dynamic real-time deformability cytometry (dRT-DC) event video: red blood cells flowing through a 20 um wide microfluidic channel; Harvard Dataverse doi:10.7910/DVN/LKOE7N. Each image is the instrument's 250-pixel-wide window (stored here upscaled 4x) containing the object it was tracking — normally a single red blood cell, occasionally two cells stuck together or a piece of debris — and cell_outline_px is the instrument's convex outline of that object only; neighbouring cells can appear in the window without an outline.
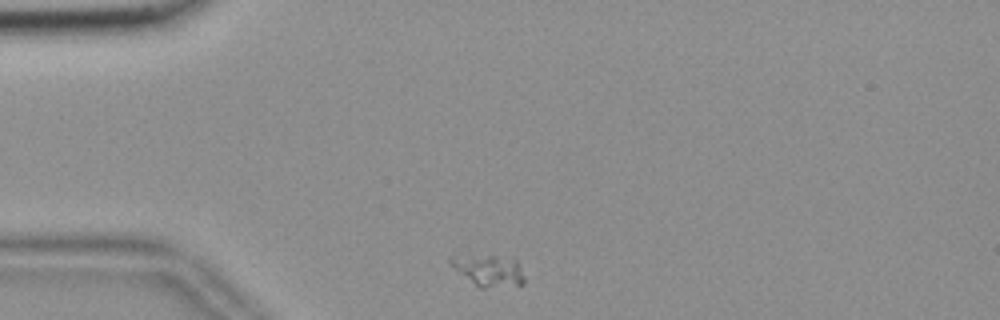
{"species": "common noctule bat (a hibernating species)", "species_latin": "Nyctalus noctula", "temperature_condition": "room temperature", "stored_images_in_passage": 39, "camera_frame_rate_fps": 3000, "um_per_image_px": 0.085, "animal": {"sex": "female", "body_mass_g": 18.4}, "frame": {"image": 1, "passage_image": 1, "time_ms": 0.0, "image_size_px": [1000, 320], "cell_outline_px": [[524, 284], [484, 288], [480, 288], [460, 272], [448, 260], [448, 256], [460, 252], [492, 256], [516, 260], [520, 264], [524, 276]], "centroid_in_image_um": [41.5, 22.93], "position_along_channel_um": 43.5, "area_um2": 13.64}}
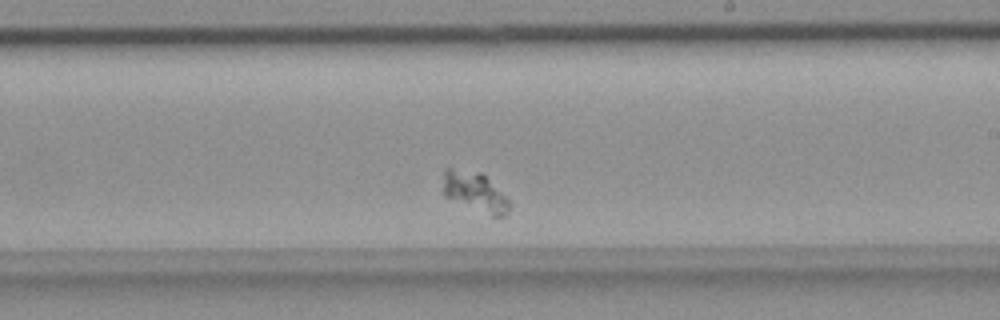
{"frame": {"image": 2, "passage_image": 22, "time_ms": 7.0, "image_size_px": [1000, 320], "cell_outline_px": [[508, 212], [504, 216], [492, 216], [444, 196], [440, 192], [444, 168], [452, 168], [480, 172], [508, 200]], "centroid_in_image_um": [40.25, 16.28], "position_along_channel_um": 248.7, "area_um2": 15.03}}
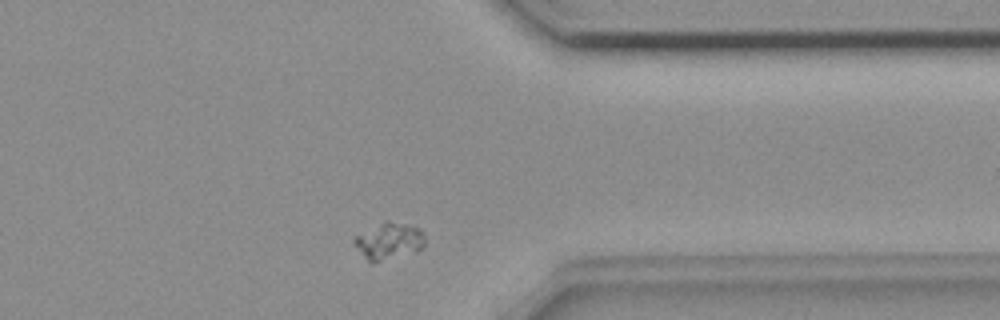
{"frame": {"image": 3, "passage_image": 34, "time_ms": 11.0, "image_size_px": [1000, 320], "cell_outline_px": [[424, 248], [416, 252], [372, 264], [352, 244], [352, 240], [356, 236], [384, 220], [388, 220], [420, 228], [424, 232]], "centroid_in_image_um": [33.07, 20.5], "position_along_channel_um": 378.3, "area_um2": 15.37}}